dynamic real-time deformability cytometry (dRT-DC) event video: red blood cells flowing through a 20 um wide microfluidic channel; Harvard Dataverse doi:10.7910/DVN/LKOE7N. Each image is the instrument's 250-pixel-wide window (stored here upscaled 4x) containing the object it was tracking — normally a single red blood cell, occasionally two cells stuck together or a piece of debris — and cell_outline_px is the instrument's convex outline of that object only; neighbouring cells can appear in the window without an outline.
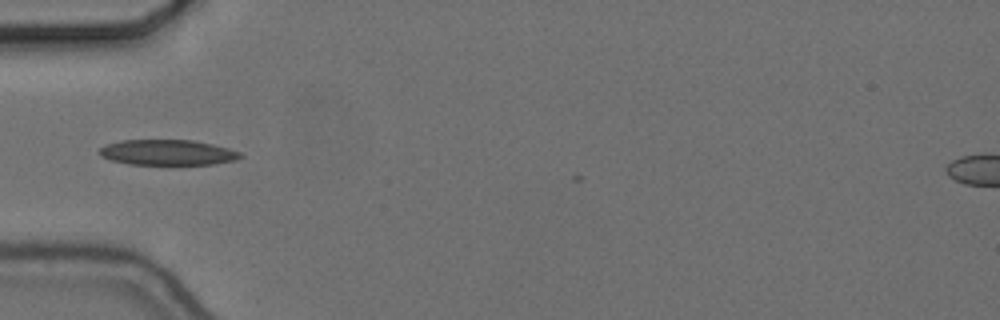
{"species": "common noctule bat (a hibernating species)", "species_latin": "Nyctalus noctula", "temperature_condition": "cold", "stored_images_in_passage": 3, "camera_frame_rate_fps": 3000, "um_per_image_px": 0.085, "animal": {"sex": "female", "body_mass_g": 24.6, "forearm_length_mm": 56.2}, "frame": {"image": 1, "passage_image": 1, "time_ms": 0.0, "image_size_px": [1000, 320], "cell_outline_px": [[244, 156], [236, 160], [212, 164], [128, 164], [112, 160], [100, 156], [100, 148], [104, 144], [120, 140], [192, 140], [212, 144], [228, 148], [240, 152]], "centroid_in_image_um": [14.23, 12.95], "position_along_channel_um": 70.8, "area_um2": 20.87}}